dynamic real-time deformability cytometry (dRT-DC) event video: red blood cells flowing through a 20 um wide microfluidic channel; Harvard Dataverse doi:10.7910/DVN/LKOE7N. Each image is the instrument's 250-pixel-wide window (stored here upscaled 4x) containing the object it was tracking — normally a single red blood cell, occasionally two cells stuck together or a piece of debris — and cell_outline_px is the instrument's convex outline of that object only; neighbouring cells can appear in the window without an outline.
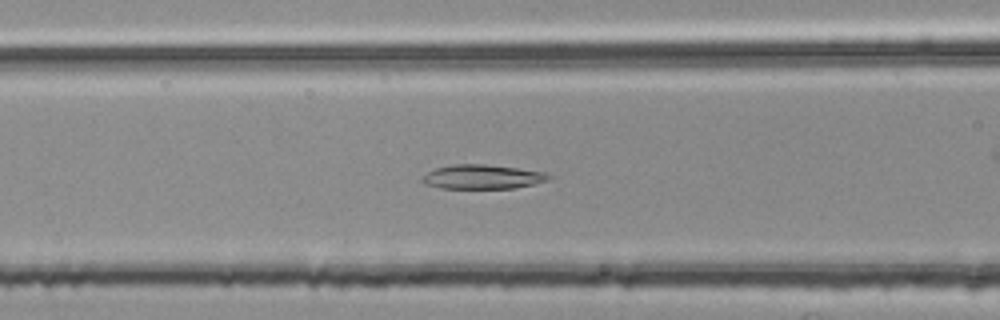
{"species": "common noctule bat (a hibernating species)", "species_latin": "Nyctalus noctula", "temperature_condition": "room temperature", "stored_images_in_passage": 54, "segment_of_instrument_passage": [2, 2], "camera_frame_rate_fps": 3000, "um_per_image_px": 0.085, "animal": {"sex": "female", "body_mass_g": 25.1}, "frame": {"image": 1, "passage_image": 22, "time_ms": 7.0, "image_size_px": [1000, 320], "cell_outline_px": [[552, 176], [548, 180], [516, 188], [440, 188], [424, 184], [420, 180], [428, 172], [436, 168], [452, 164], [484, 164], [516, 168], [544, 172]], "centroid_in_image_um": [40.98, 15.03], "position_along_channel_um": 125.6, "area_um2": 17.74}}
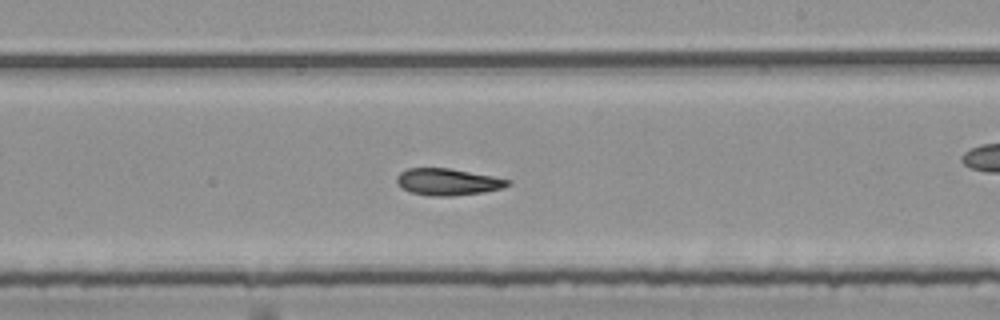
{"frame": {"image": 2, "passage_image": 32, "time_ms": 10.333, "image_size_px": [1000, 320], "cell_outline_px": [[512, 184], [500, 188], [484, 192], [452, 196], [432, 196], [412, 192], [404, 188], [396, 180], [396, 176], [400, 172], [408, 168], [448, 168], [492, 176], [512, 180]], "centroid_in_image_um": [38.09, 15.45], "position_along_channel_um": 250.9, "area_um2": 17.11}}
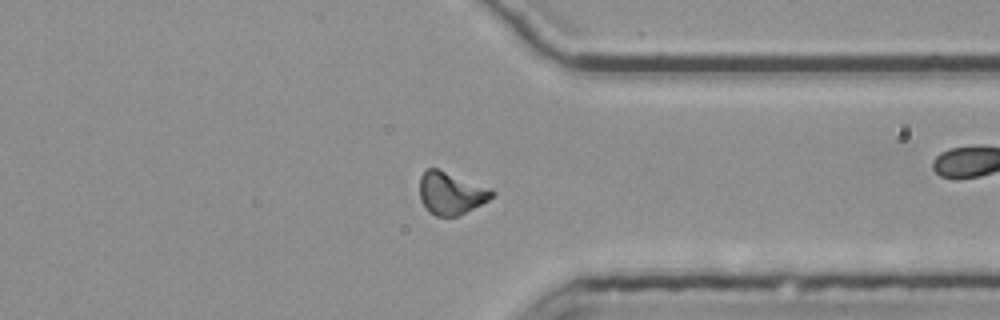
{"frame": {"image": 3, "passage_image": 42, "time_ms": 13.667, "image_size_px": [1000, 320], "cell_outline_px": [[496, 196], [456, 216], [436, 216], [428, 212], [420, 200], [420, 176], [428, 168], [436, 168], [488, 188], [496, 192]], "centroid_in_image_um": [38.3, 16.43], "position_along_channel_um": 373.1, "area_um2": 17.51}}